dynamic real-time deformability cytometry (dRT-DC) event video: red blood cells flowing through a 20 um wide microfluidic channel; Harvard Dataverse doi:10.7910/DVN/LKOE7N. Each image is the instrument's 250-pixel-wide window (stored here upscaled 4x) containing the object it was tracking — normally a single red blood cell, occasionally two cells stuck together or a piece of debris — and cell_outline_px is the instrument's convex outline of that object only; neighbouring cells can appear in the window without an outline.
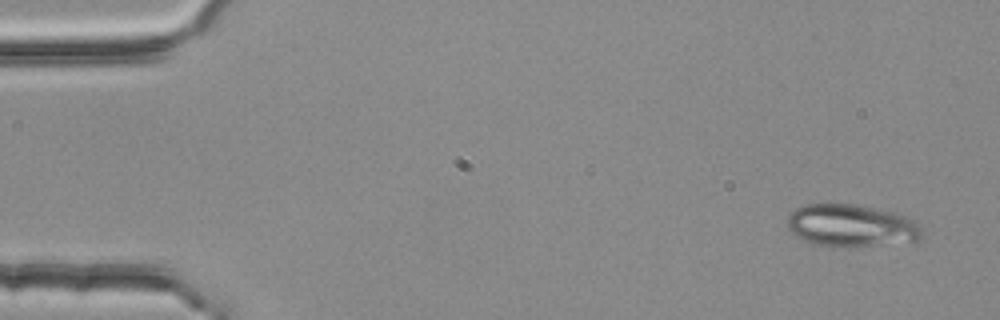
{"species": "common noctule bat (a hibernating species)", "species_latin": "Nyctalus noctula", "temperature_condition": "room temperature", "stored_images_in_passage": 4, "camera_frame_rate_fps": 3000, "um_per_image_px": 0.085, "animal": {"sex": "female", "body_mass_g": 25.1}, "frame": {"image": 1, "passage_image": 1, "time_ms": 0.0, "image_size_px": [1000, 320], "cell_outline_px": [[920, 236], [916, 240], [832, 248], [804, 240], [796, 236], [788, 228], [788, 216], [796, 208], [804, 204], [856, 204], [892, 212], [908, 216], [916, 220], [920, 228]], "centroid_in_image_um": [72.31, 19.16], "position_along_channel_um": 12.7, "area_um2": 32.77}}